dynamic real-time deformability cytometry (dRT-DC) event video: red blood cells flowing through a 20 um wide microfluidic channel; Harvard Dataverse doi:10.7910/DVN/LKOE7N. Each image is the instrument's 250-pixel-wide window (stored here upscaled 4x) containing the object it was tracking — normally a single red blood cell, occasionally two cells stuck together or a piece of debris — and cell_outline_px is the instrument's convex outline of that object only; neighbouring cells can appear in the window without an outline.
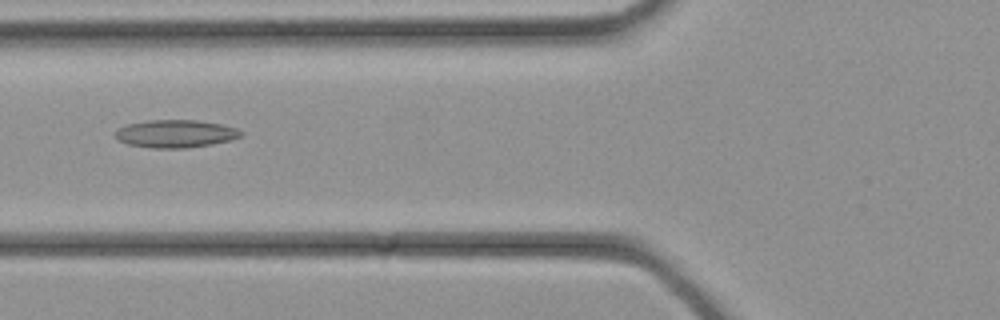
{"species": "common noctule bat (a hibernating species)", "species_latin": "Nyctalus noctula", "temperature_condition": "cold", "stored_images_in_passage": 34, "camera_frame_rate_fps": 3000, "um_per_image_px": 0.085, "animal": {"sex": "female", "body_mass_g": 21.9}, "frame": {"image": 1, "passage_image": 13, "time_ms": 4.0, "image_size_px": [1000, 320], "cell_outline_px": [[244, 136], [232, 140], [212, 144], [188, 148], [152, 148], [128, 144], [116, 140], [116, 128], [128, 124], [148, 120], [196, 120], [220, 124], [236, 128], [244, 132]], "centroid_in_image_um": [14.94, 11.37], "position_along_channel_um": 110.9, "area_um2": 20.52}}
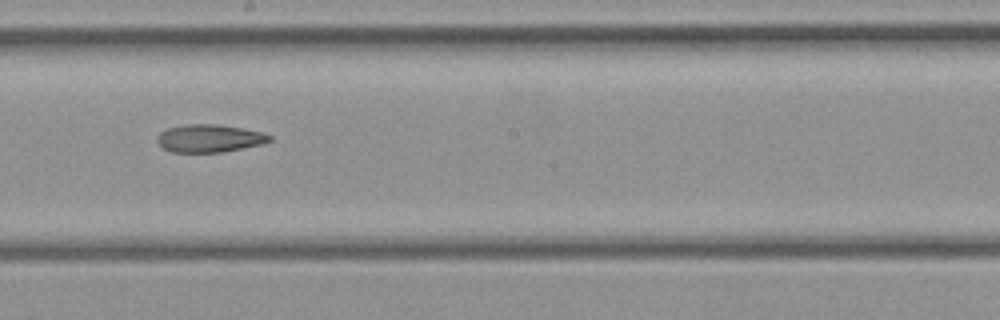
{"frame": {"image": 2, "passage_image": 19, "time_ms": 6.0, "image_size_px": [1000, 320], "cell_outline_px": [[272, 140], [264, 144], [224, 152], [172, 152], [164, 148], [156, 140], [156, 136], [160, 132], [168, 128], [184, 124], [216, 124], [240, 128], [260, 132], [272, 136]], "centroid_in_image_um": [17.8, 11.76], "position_along_channel_um": 230.4, "area_um2": 18.21}}
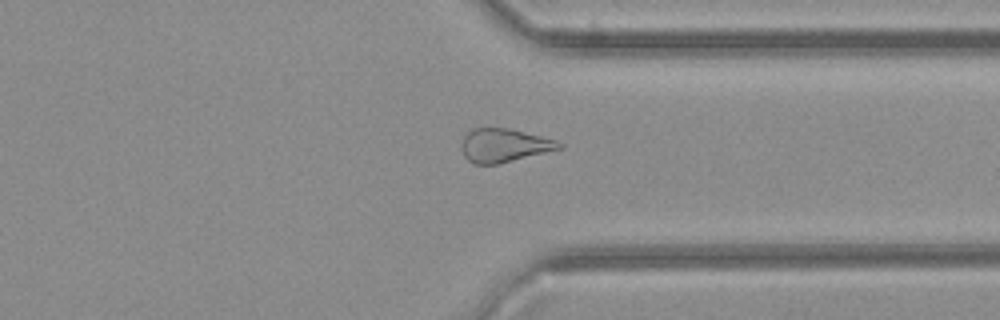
{"frame": {"image": 3, "passage_image": 26, "time_ms": 8.333, "image_size_px": [1000, 320], "cell_outline_px": [[564, 148], [496, 164], [472, 164], [464, 156], [460, 144], [464, 136], [472, 128], [508, 128], [556, 140], [564, 144]], "centroid_in_image_um": [42.83, 12.36], "position_along_channel_um": 368.6, "area_um2": 19.02}}